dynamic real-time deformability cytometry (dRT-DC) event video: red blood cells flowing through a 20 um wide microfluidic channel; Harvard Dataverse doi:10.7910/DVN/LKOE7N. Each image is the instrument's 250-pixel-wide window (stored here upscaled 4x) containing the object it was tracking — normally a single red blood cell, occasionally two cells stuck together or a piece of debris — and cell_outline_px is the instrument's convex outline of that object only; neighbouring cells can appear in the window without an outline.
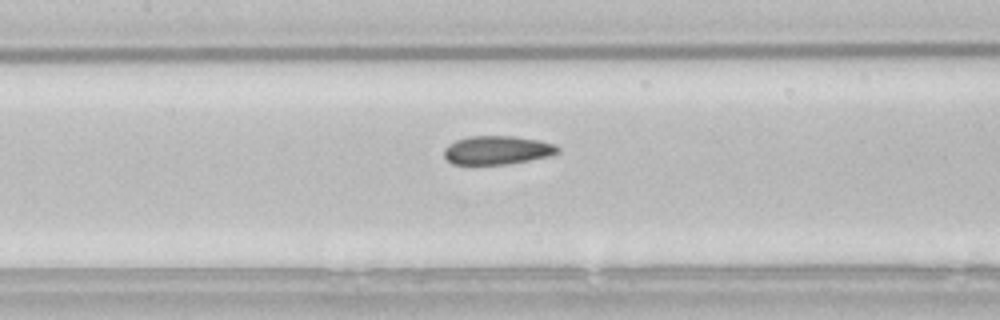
{"species": "common noctule bat (a hibernating species)", "species_latin": "Nyctalus noctula", "temperature_condition": "room temperature", "stored_images_in_passage": 40, "camera_frame_rate_fps": 3000, "um_per_image_px": 0.085, "animal": {"sex": "male", "body_mass_g": 21.5, "forearm_length_mm": 52.0}, "frame": {"image": 1, "passage_image": 13, "time_ms": 4.0, "image_size_px": [1000, 320], "cell_outline_px": [[560, 152], [548, 156], [528, 160], [504, 164], [452, 164], [444, 156], [444, 148], [448, 144], [456, 140], [468, 136], [516, 136], [540, 140], [556, 144], [560, 148]], "centroid_in_image_um": [42.27, 12.75], "position_along_channel_um": 165.1, "area_um2": 19.02}}
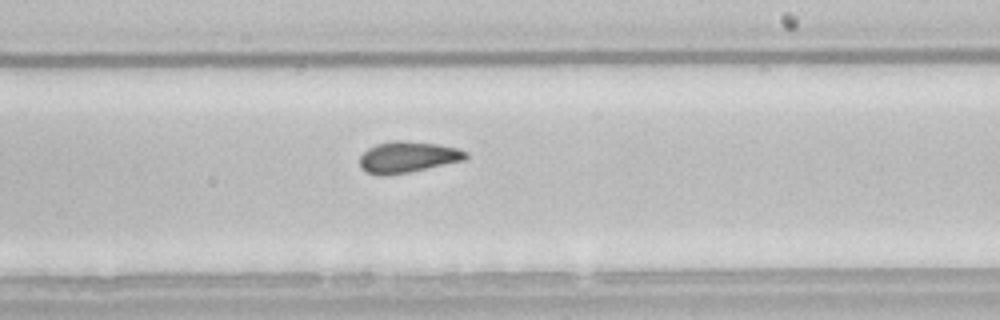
{"frame": {"image": 2, "passage_image": 20, "time_ms": 6.333, "image_size_px": [1000, 320], "cell_outline_px": [[468, 156], [464, 160], [408, 172], [384, 176], [380, 176], [364, 172], [360, 168], [360, 156], [368, 148], [376, 144], [392, 140], [404, 140], [440, 144], [460, 148], [468, 152]], "centroid_in_image_um": [34.64, 13.34], "position_along_channel_um": 254.4, "area_um2": 19.54}}
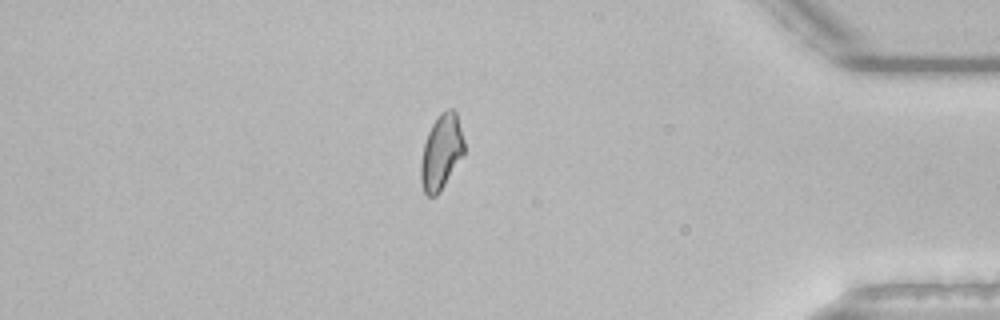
{"frame": {"image": 3, "passage_image": 34, "time_ms": 11.0, "image_size_px": [1000, 320], "cell_outline_px": [[464, 156], [440, 192], [436, 196], [428, 196], [424, 192], [420, 180], [420, 164], [424, 144], [428, 132], [432, 124], [440, 112], [448, 108], [452, 108], [456, 112], [464, 140]], "centroid_in_image_um": [37.51, 12.94], "position_along_channel_um": 397.7, "area_um2": 19.19}}